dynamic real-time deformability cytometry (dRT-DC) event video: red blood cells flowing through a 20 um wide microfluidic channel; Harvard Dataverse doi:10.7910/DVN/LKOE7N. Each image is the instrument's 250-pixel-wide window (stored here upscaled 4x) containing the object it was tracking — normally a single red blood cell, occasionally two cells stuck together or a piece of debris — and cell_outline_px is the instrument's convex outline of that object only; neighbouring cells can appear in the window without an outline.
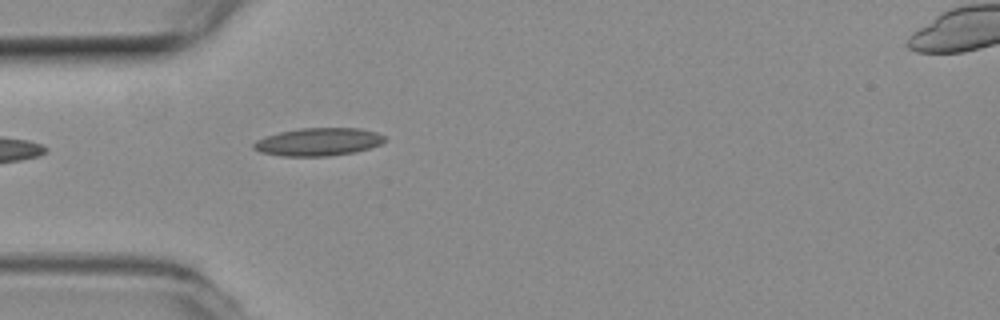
{"species": "common noctule bat (a hibernating species)", "species_latin": "Nyctalus noctula", "temperature_condition": "room temperature", "stored_images_in_passage": 11, "camera_frame_rate_fps": 3000, "um_per_image_px": 0.085, "animal": {"sex": "female", "body_mass_g": 19.3, "forearm_length_mm": 54.1}, "frame": {"image": 1, "passage_image": 1, "time_ms": 0.0, "image_size_px": [1000, 320], "cell_outline_px": [[388, 140], [380, 144], [356, 152], [328, 156], [280, 156], [260, 152], [252, 148], [252, 144], [256, 140], [280, 132], [300, 128], [360, 128], [376, 132], [384, 136]], "centroid_in_image_um": [27.06, 12.06], "position_along_channel_um": 57.9, "area_um2": 21.33}}
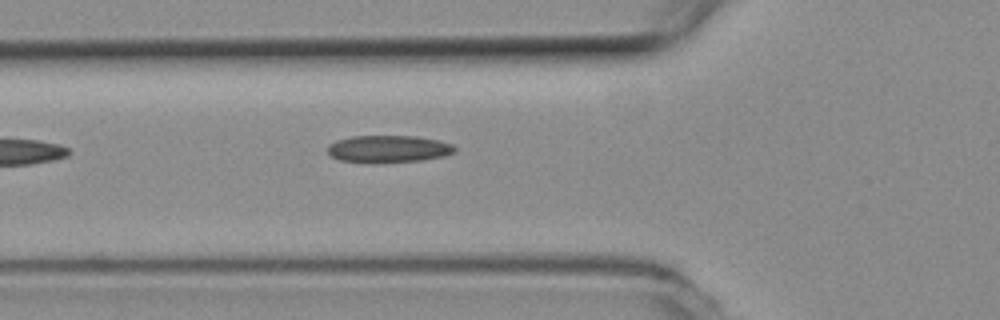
{"frame": {"image": 2, "passage_image": 4, "time_ms": 1.0, "image_size_px": [1000, 320], "cell_outline_px": [[456, 152], [444, 156], [420, 160], [340, 160], [332, 156], [328, 152], [328, 144], [336, 140], [352, 136], [416, 136], [436, 140], [452, 144], [456, 148]], "centroid_in_image_um": [33.05, 12.61], "position_along_channel_um": 92.8, "area_um2": 19.19}}